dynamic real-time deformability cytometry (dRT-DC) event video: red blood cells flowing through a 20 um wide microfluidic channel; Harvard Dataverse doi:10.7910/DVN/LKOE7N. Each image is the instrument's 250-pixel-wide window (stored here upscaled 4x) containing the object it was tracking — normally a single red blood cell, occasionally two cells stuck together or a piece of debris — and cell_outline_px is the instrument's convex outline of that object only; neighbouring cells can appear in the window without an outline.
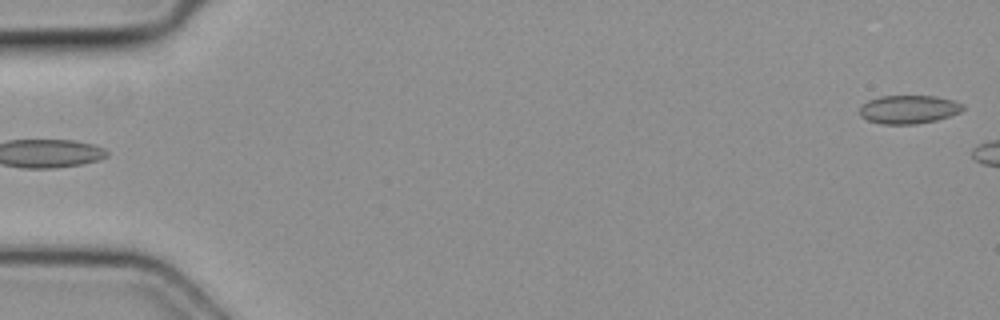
{"species": "common noctule bat (a hibernating species)", "species_latin": "Nyctalus noctula", "temperature_condition": "cold", "stored_images_in_passage": 2, "camera_frame_rate_fps": 3000, "um_per_image_px": 0.085, "animal": {"sex": "female", "body_mass_g": 19.3, "forearm_length_mm": 54.1}, "frame": {"image": 1, "passage_image": 2, "time_ms": 0.333, "image_size_px": [1000, 320], "cell_outline_px": [[964, 108], [960, 112], [936, 120], [916, 124], [880, 124], [868, 120], [860, 116], [860, 108], [868, 100], [880, 96], [936, 96], [952, 100], [964, 104]], "centroid_in_image_um": [77.24, 9.3], "position_along_channel_um": 7.8, "area_um2": 17.05}}